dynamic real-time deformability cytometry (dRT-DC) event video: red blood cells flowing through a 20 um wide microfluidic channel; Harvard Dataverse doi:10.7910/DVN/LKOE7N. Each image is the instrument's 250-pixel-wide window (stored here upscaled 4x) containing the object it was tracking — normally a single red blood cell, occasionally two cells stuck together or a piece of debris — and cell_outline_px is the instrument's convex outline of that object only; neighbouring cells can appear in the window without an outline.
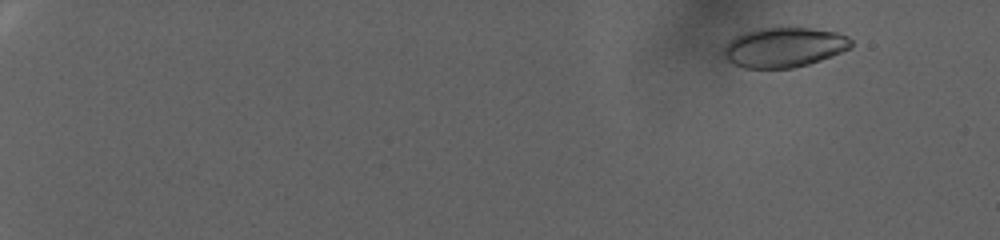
{"species": "human", "species_latin": "Homo sapiens", "temperature_condition": "warm", "stored_images_in_passage": 100, "camera_frame_rate_fps": 3000, "um_per_image_px": 0.085, "donor": {"sex": "female"}, "frame": {"image": 1, "passage_image": 12, "time_ms": 3.667, "image_size_px": [1000, 240], "cell_outline_px": [[852, 48], [832, 56], [808, 64], [792, 68], [744, 68], [732, 64], [724, 56], [724, 48], [728, 40], [744, 32], [760, 28], [808, 28], [836, 32], [848, 36], [852, 40]], "centroid_in_image_um": [66.65, 4.03], "position_along_channel_um": 18.4, "area_um2": 29.59}}
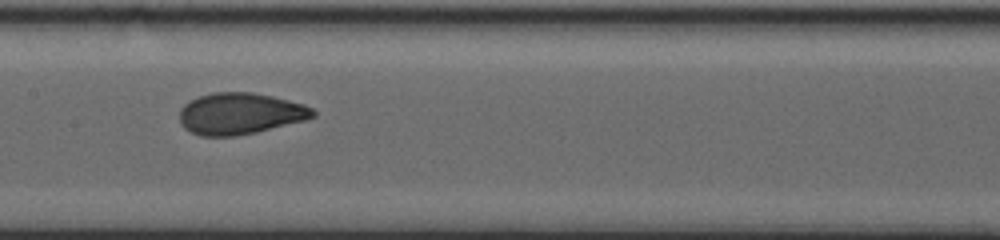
{"frame": {"image": 2, "passage_image": 60, "time_ms": 19.667, "image_size_px": [1000, 240], "cell_outline_px": [[316, 116], [304, 120], [256, 132], [236, 136], [200, 136], [184, 128], [180, 124], [180, 108], [188, 100], [196, 96], [212, 92], [252, 92], [272, 96], [304, 104], [312, 108], [316, 112]], "centroid_in_image_um": [20.37, 9.65], "position_along_channel_um": 187.0, "area_um2": 32.43}}
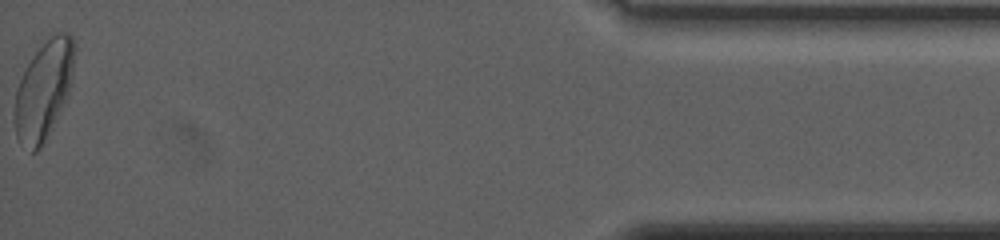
{"frame": {"image": 3, "passage_image": 100, "time_ms": 33.0, "image_size_px": [1000, 240], "cell_outline_px": [[72, 76], [68, 92], [52, 128], [40, 148], [36, 152], [32, 152], [16, 136], [12, 120], [12, 116], [16, 88], [32, 56], [56, 32], [68, 32], [72, 36]], "centroid_in_image_um": [3.65, 7.71], "position_along_channel_um": 431.5, "area_um2": 33.52}, "authors_computed_cell_mechanics": {"area_um2": 30.8074, "velocity_mm_per_s": 2.3239, "shape_relaxation_time_tau1_ms": 9.7081, "shape_relaxation_time_tau2_ms": null, "deformation_change_tau1": 0.1958, "deformation_change_tau2": null}}